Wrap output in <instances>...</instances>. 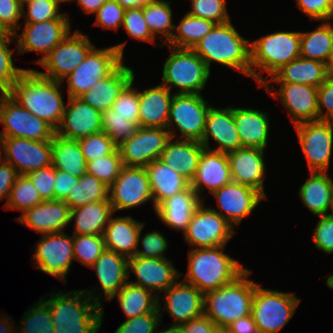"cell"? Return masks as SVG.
Returning <instances> with one entry per match:
<instances>
[{
    "label": "cell",
    "instance_id": "obj_1",
    "mask_svg": "<svg viewBox=\"0 0 333 333\" xmlns=\"http://www.w3.org/2000/svg\"><path fill=\"white\" fill-rule=\"evenodd\" d=\"M63 84L26 69L8 93L22 107L48 123L55 131L65 111Z\"/></svg>",
    "mask_w": 333,
    "mask_h": 333
},
{
    "label": "cell",
    "instance_id": "obj_2",
    "mask_svg": "<svg viewBox=\"0 0 333 333\" xmlns=\"http://www.w3.org/2000/svg\"><path fill=\"white\" fill-rule=\"evenodd\" d=\"M42 299L49 305L55 333H98L104 309L84 290L50 292Z\"/></svg>",
    "mask_w": 333,
    "mask_h": 333
},
{
    "label": "cell",
    "instance_id": "obj_3",
    "mask_svg": "<svg viewBox=\"0 0 333 333\" xmlns=\"http://www.w3.org/2000/svg\"><path fill=\"white\" fill-rule=\"evenodd\" d=\"M192 50L210 71L214 62L251 77L250 40L240 35L231 20L215 24Z\"/></svg>",
    "mask_w": 333,
    "mask_h": 333
},
{
    "label": "cell",
    "instance_id": "obj_4",
    "mask_svg": "<svg viewBox=\"0 0 333 333\" xmlns=\"http://www.w3.org/2000/svg\"><path fill=\"white\" fill-rule=\"evenodd\" d=\"M225 247L189 249L188 268L183 281L205 294L239 277L247 267L225 253Z\"/></svg>",
    "mask_w": 333,
    "mask_h": 333
},
{
    "label": "cell",
    "instance_id": "obj_5",
    "mask_svg": "<svg viewBox=\"0 0 333 333\" xmlns=\"http://www.w3.org/2000/svg\"><path fill=\"white\" fill-rule=\"evenodd\" d=\"M246 269L234 281L204 294V315L217 327H227L239 318L251 314L257 282L250 279Z\"/></svg>",
    "mask_w": 333,
    "mask_h": 333
},
{
    "label": "cell",
    "instance_id": "obj_6",
    "mask_svg": "<svg viewBox=\"0 0 333 333\" xmlns=\"http://www.w3.org/2000/svg\"><path fill=\"white\" fill-rule=\"evenodd\" d=\"M300 31H275L250 41L251 78L258 87L284 65L300 57ZM259 70V71H258Z\"/></svg>",
    "mask_w": 333,
    "mask_h": 333
},
{
    "label": "cell",
    "instance_id": "obj_7",
    "mask_svg": "<svg viewBox=\"0 0 333 333\" xmlns=\"http://www.w3.org/2000/svg\"><path fill=\"white\" fill-rule=\"evenodd\" d=\"M170 55L162 69L161 84L174 94H202L211 71L204 60L189 48L166 45Z\"/></svg>",
    "mask_w": 333,
    "mask_h": 333
},
{
    "label": "cell",
    "instance_id": "obj_8",
    "mask_svg": "<svg viewBox=\"0 0 333 333\" xmlns=\"http://www.w3.org/2000/svg\"><path fill=\"white\" fill-rule=\"evenodd\" d=\"M301 299L258 284L253 295L251 315L259 333H279L296 313Z\"/></svg>",
    "mask_w": 333,
    "mask_h": 333
},
{
    "label": "cell",
    "instance_id": "obj_9",
    "mask_svg": "<svg viewBox=\"0 0 333 333\" xmlns=\"http://www.w3.org/2000/svg\"><path fill=\"white\" fill-rule=\"evenodd\" d=\"M127 42L97 48L88 53L85 60L61 82L68 86V97H79L98 81L110 75L124 60V48Z\"/></svg>",
    "mask_w": 333,
    "mask_h": 333
},
{
    "label": "cell",
    "instance_id": "obj_10",
    "mask_svg": "<svg viewBox=\"0 0 333 333\" xmlns=\"http://www.w3.org/2000/svg\"><path fill=\"white\" fill-rule=\"evenodd\" d=\"M210 106L202 94H174L167 124L171 138L201 141Z\"/></svg>",
    "mask_w": 333,
    "mask_h": 333
},
{
    "label": "cell",
    "instance_id": "obj_11",
    "mask_svg": "<svg viewBox=\"0 0 333 333\" xmlns=\"http://www.w3.org/2000/svg\"><path fill=\"white\" fill-rule=\"evenodd\" d=\"M88 35L80 30L68 35L50 51L38 64L46 71H38L40 75L62 82L65 77L74 71L95 47Z\"/></svg>",
    "mask_w": 333,
    "mask_h": 333
},
{
    "label": "cell",
    "instance_id": "obj_12",
    "mask_svg": "<svg viewBox=\"0 0 333 333\" xmlns=\"http://www.w3.org/2000/svg\"><path fill=\"white\" fill-rule=\"evenodd\" d=\"M0 137H17L37 141L52 140L55 130L43 119L33 116L8 93L0 96Z\"/></svg>",
    "mask_w": 333,
    "mask_h": 333
},
{
    "label": "cell",
    "instance_id": "obj_13",
    "mask_svg": "<svg viewBox=\"0 0 333 333\" xmlns=\"http://www.w3.org/2000/svg\"><path fill=\"white\" fill-rule=\"evenodd\" d=\"M309 172H328L333 152V121H310L294 125Z\"/></svg>",
    "mask_w": 333,
    "mask_h": 333
},
{
    "label": "cell",
    "instance_id": "obj_14",
    "mask_svg": "<svg viewBox=\"0 0 333 333\" xmlns=\"http://www.w3.org/2000/svg\"><path fill=\"white\" fill-rule=\"evenodd\" d=\"M235 234L236 229L202 201L191 216L184 241L194 246L193 249L226 246Z\"/></svg>",
    "mask_w": 333,
    "mask_h": 333
},
{
    "label": "cell",
    "instance_id": "obj_15",
    "mask_svg": "<svg viewBox=\"0 0 333 333\" xmlns=\"http://www.w3.org/2000/svg\"><path fill=\"white\" fill-rule=\"evenodd\" d=\"M31 261L36 269L66 284V276L74 260L73 236L65 231L42 235L34 245Z\"/></svg>",
    "mask_w": 333,
    "mask_h": 333
},
{
    "label": "cell",
    "instance_id": "obj_16",
    "mask_svg": "<svg viewBox=\"0 0 333 333\" xmlns=\"http://www.w3.org/2000/svg\"><path fill=\"white\" fill-rule=\"evenodd\" d=\"M109 201L114 213L137 208L148 201L153 203L145 167L123 166L119 176L109 186Z\"/></svg>",
    "mask_w": 333,
    "mask_h": 333
},
{
    "label": "cell",
    "instance_id": "obj_17",
    "mask_svg": "<svg viewBox=\"0 0 333 333\" xmlns=\"http://www.w3.org/2000/svg\"><path fill=\"white\" fill-rule=\"evenodd\" d=\"M1 158L19 175H26L52 165L51 140L37 141L17 137H0Z\"/></svg>",
    "mask_w": 333,
    "mask_h": 333
},
{
    "label": "cell",
    "instance_id": "obj_18",
    "mask_svg": "<svg viewBox=\"0 0 333 333\" xmlns=\"http://www.w3.org/2000/svg\"><path fill=\"white\" fill-rule=\"evenodd\" d=\"M71 19H50L43 22L24 24L19 27L21 33H14L17 45L16 54L38 52L43 56L36 61L38 64L52 51L71 31Z\"/></svg>",
    "mask_w": 333,
    "mask_h": 333
},
{
    "label": "cell",
    "instance_id": "obj_19",
    "mask_svg": "<svg viewBox=\"0 0 333 333\" xmlns=\"http://www.w3.org/2000/svg\"><path fill=\"white\" fill-rule=\"evenodd\" d=\"M279 85L277 89L273 84H262L272 98H280V102L287 108L290 121L293 126L303 122L319 120L318 112V88L300 83H275Z\"/></svg>",
    "mask_w": 333,
    "mask_h": 333
},
{
    "label": "cell",
    "instance_id": "obj_20",
    "mask_svg": "<svg viewBox=\"0 0 333 333\" xmlns=\"http://www.w3.org/2000/svg\"><path fill=\"white\" fill-rule=\"evenodd\" d=\"M170 139L167 129L138 127L137 131L117 148L124 166L146 167L152 161L160 159Z\"/></svg>",
    "mask_w": 333,
    "mask_h": 333
},
{
    "label": "cell",
    "instance_id": "obj_21",
    "mask_svg": "<svg viewBox=\"0 0 333 333\" xmlns=\"http://www.w3.org/2000/svg\"><path fill=\"white\" fill-rule=\"evenodd\" d=\"M216 199L219 210L211 207L225 218L235 229L242 219L255 211L262 200H267L256 189L231 181L211 193Z\"/></svg>",
    "mask_w": 333,
    "mask_h": 333
},
{
    "label": "cell",
    "instance_id": "obj_22",
    "mask_svg": "<svg viewBox=\"0 0 333 333\" xmlns=\"http://www.w3.org/2000/svg\"><path fill=\"white\" fill-rule=\"evenodd\" d=\"M131 273L136 280H130ZM183 275L168 258L134 256L128 259V281L152 291L158 297Z\"/></svg>",
    "mask_w": 333,
    "mask_h": 333
},
{
    "label": "cell",
    "instance_id": "obj_23",
    "mask_svg": "<svg viewBox=\"0 0 333 333\" xmlns=\"http://www.w3.org/2000/svg\"><path fill=\"white\" fill-rule=\"evenodd\" d=\"M163 294V295H162ZM158 297L161 320L168 311L174 320L172 324L182 325L204 314V294L195 286L179 279ZM163 297V298H162ZM165 302L164 306L163 301Z\"/></svg>",
    "mask_w": 333,
    "mask_h": 333
},
{
    "label": "cell",
    "instance_id": "obj_24",
    "mask_svg": "<svg viewBox=\"0 0 333 333\" xmlns=\"http://www.w3.org/2000/svg\"><path fill=\"white\" fill-rule=\"evenodd\" d=\"M90 268L95 271L102 292L97 294L94 287L92 290H83L97 305L103 307V301L110 302L128 282V258L105 249Z\"/></svg>",
    "mask_w": 333,
    "mask_h": 333
},
{
    "label": "cell",
    "instance_id": "obj_25",
    "mask_svg": "<svg viewBox=\"0 0 333 333\" xmlns=\"http://www.w3.org/2000/svg\"><path fill=\"white\" fill-rule=\"evenodd\" d=\"M102 113L78 97H68L60 125L55 131L58 136L80 140L102 132Z\"/></svg>",
    "mask_w": 333,
    "mask_h": 333
},
{
    "label": "cell",
    "instance_id": "obj_26",
    "mask_svg": "<svg viewBox=\"0 0 333 333\" xmlns=\"http://www.w3.org/2000/svg\"><path fill=\"white\" fill-rule=\"evenodd\" d=\"M210 140L216 143L217 148L210 146ZM200 142L206 149L223 153L242 148L234 122V107L231 105L225 108L210 106Z\"/></svg>",
    "mask_w": 333,
    "mask_h": 333
},
{
    "label": "cell",
    "instance_id": "obj_27",
    "mask_svg": "<svg viewBox=\"0 0 333 333\" xmlns=\"http://www.w3.org/2000/svg\"><path fill=\"white\" fill-rule=\"evenodd\" d=\"M265 150L242 147L227 153L232 181L252 187L259 191L266 199Z\"/></svg>",
    "mask_w": 333,
    "mask_h": 333
},
{
    "label": "cell",
    "instance_id": "obj_28",
    "mask_svg": "<svg viewBox=\"0 0 333 333\" xmlns=\"http://www.w3.org/2000/svg\"><path fill=\"white\" fill-rule=\"evenodd\" d=\"M70 212L71 209L64 201L47 200L25 210L15 217V221L30 230L47 235L63 232L70 224Z\"/></svg>",
    "mask_w": 333,
    "mask_h": 333
},
{
    "label": "cell",
    "instance_id": "obj_29",
    "mask_svg": "<svg viewBox=\"0 0 333 333\" xmlns=\"http://www.w3.org/2000/svg\"><path fill=\"white\" fill-rule=\"evenodd\" d=\"M230 165L227 153L204 149L190 187L204 201L205 190L211 194L231 182ZM205 189V190H204Z\"/></svg>",
    "mask_w": 333,
    "mask_h": 333
},
{
    "label": "cell",
    "instance_id": "obj_30",
    "mask_svg": "<svg viewBox=\"0 0 333 333\" xmlns=\"http://www.w3.org/2000/svg\"><path fill=\"white\" fill-rule=\"evenodd\" d=\"M134 75L136 73L133 68L126 66L123 61L110 75L98 81L78 98L103 113L112 107L118 95L132 81Z\"/></svg>",
    "mask_w": 333,
    "mask_h": 333
},
{
    "label": "cell",
    "instance_id": "obj_31",
    "mask_svg": "<svg viewBox=\"0 0 333 333\" xmlns=\"http://www.w3.org/2000/svg\"><path fill=\"white\" fill-rule=\"evenodd\" d=\"M234 122L242 147L265 150L268 146L270 120L267 112L254 107H234Z\"/></svg>",
    "mask_w": 333,
    "mask_h": 333
},
{
    "label": "cell",
    "instance_id": "obj_32",
    "mask_svg": "<svg viewBox=\"0 0 333 333\" xmlns=\"http://www.w3.org/2000/svg\"><path fill=\"white\" fill-rule=\"evenodd\" d=\"M174 93L159 83L157 86L139 90L138 127L167 129L169 110Z\"/></svg>",
    "mask_w": 333,
    "mask_h": 333
},
{
    "label": "cell",
    "instance_id": "obj_33",
    "mask_svg": "<svg viewBox=\"0 0 333 333\" xmlns=\"http://www.w3.org/2000/svg\"><path fill=\"white\" fill-rule=\"evenodd\" d=\"M113 216L110 217L103 233L106 249L128 259L134 257L139 247V232L146 223L135 220L131 215Z\"/></svg>",
    "mask_w": 333,
    "mask_h": 333
},
{
    "label": "cell",
    "instance_id": "obj_34",
    "mask_svg": "<svg viewBox=\"0 0 333 333\" xmlns=\"http://www.w3.org/2000/svg\"><path fill=\"white\" fill-rule=\"evenodd\" d=\"M201 202L202 199L189 187L187 190L164 200L156 207L155 213L168 228L184 234L191 216Z\"/></svg>",
    "mask_w": 333,
    "mask_h": 333
},
{
    "label": "cell",
    "instance_id": "obj_35",
    "mask_svg": "<svg viewBox=\"0 0 333 333\" xmlns=\"http://www.w3.org/2000/svg\"><path fill=\"white\" fill-rule=\"evenodd\" d=\"M329 76V65L299 57L284 65L263 84L300 83L319 87Z\"/></svg>",
    "mask_w": 333,
    "mask_h": 333
},
{
    "label": "cell",
    "instance_id": "obj_36",
    "mask_svg": "<svg viewBox=\"0 0 333 333\" xmlns=\"http://www.w3.org/2000/svg\"><path fill=\"white\" fill-rule=\"evenodd\" d=\"M171 138L164 147L160 159L171 169L191 181L205 147L200 141Z\"/></svg>",
    "mask_w": 333,
    "mask_h": 333
},
{
    "label": "cell",
    "instance_id": "obj_37",
    "mask_svg": "<svg viewBox=\"0 0 333 333\" xmlns=\"http://www.w3.org/2000/svg\"><path fill=\"white\" fill-rule=\"evenodd\" d=\"M153 196V209L164 200L179 194L190 187V181L168 167L161 159H156L145 167Z\"/></svg>",
    "mask_w": 333,
    "mask_h": 333
},
{
    "label": "cell",
    "instance_id": "obj_38",
    "mask_svg": "<svg viewBox=\"0 0 333 333\" xmlns=\"http://www.w3.org/2000/svg\"><path fill=\"white\" fill-rule=\"evenodd\" d=\"M310 177L299 188V197L313 215L333 212V179L328 172H309ZM331 210V212H329Z\"/></svg>",
    "mask_w": 333,
    "mask_h": 333
},
{
    "label": "cell",
    "instance_id": "obj_39",
    "mask_svg": "<svg viewBox=\"0 0 333 333\" xmlns=\"http://www.w3.org/2000/svg\"><path fill=\"white\" fill-rule=\"evenodd\" d=\"M113 214L110 201H97L73 208L70 212V223L75 224L72 234L103 235Z\"/></svg>",
    "mask_w": 333,
    "mask_h": 333
},
{
    "label": "cell",
    "instance_id": "obj_40",
    "mask_svg": "<svg viewBox=\"0 0 333 333\" xmlns=\"http://www.w3.org/2000/svg\"><path fill=\"white\" fill-rule=\"evenodd\" d=\"M332 20L320 21L313 31H300V56L330 65L333 59Z\"/></svg>",
    "mask_w": 333,
    "mask_h": 333
},
{
    "label": "cell",
    "instance_id": "obj_41",
    "mask_svg": "<svg viewBox=\"0 0 333 333\" xmlns=\"http://www.w3.org/2000/svg\"><path fill=\"white\" fill-rule=\"evenodd\" d=\"M52 166L76 177L87 173V162L77 140L55 134L51 140Z\"/></svg>",
    "mask_w": 333,
    "mask_h": 333
},
{
    "label": "cell",
    "instance_id": "obj_42",
    "mask_svg": "<svg viewBox=\"0 0 333 333\" xmlns=\"http://www.w3.org/2000/svg\"><path fill=\"white\" fill-rule=\"evenodd\" d=\"M117 297L119 307H121L126 320L155 311L158 308V296L152 291L129 281L111 299Z\"/></svg>",
    "mask_w": 333,
    "mask_h": 333
},
{
    "label": "cell",
    "instance_id": "obj_43",
    "mask_svg": "<svg viewBox=\"0 0 333 333\" xmlns=\"http://www.w3.org/2000/svg\"><path fill=\"white\" fill-rule=\"evenodd\" d=\"M172 13L169 0H150L143 7L144 19L150 32L156 39L162 38L163 45L170 41L174 33L175 24L172 21Z\"/></svg>",
    "mask_w": 333,
    "mask_h": 333
},
{
    "label": "cell",
    "instance_id": "obj_44",
    "mask_svg": "<svg viewBox=\"0 0 333 333\" xmlns=\"http://www.w3.org/2000/svg\"><path fill=\"white\" fill-rule=\"evenodd\" d=\"M216 23L186 13L178 24H175L174 33L166 44L175 48L192 49Z\"/></svg>",
    "mask_w": 333,
    "mask_h": 333
},
{
    "label": "cell",
    "instance_id": "obj_45",
    "mask_svg": "<svg viewBox=\"0 0 333 333\" xmlns=\"http://www.w3.org/2000/svg\"><path fill=\"white\" fill-rule=\"evenodd\" d=\"M97 201H109V187L94 175L85 173L64 202L73 209Z\"/></svg>",
    "mask_w": 333,
    "mask_h": 333
},
{
    "label": "cell",
    "instance_id": "obj_46",
    "mask_svg": "<svg viewBox=\"0 0 333 333\" xmlns=\"http://www.w3.org/2000/svg\"><path fill=\"white\" fill-rule=\"evenodd\" d=\"M16 42L14 34L2 33L0 35V94L9 93L26 68L14 66L11 43Z\"/></svg>",
    "mask_w": 333,
    "mask_h": 333
},
{
    "label": "cell",
    "instance_id": "obj_47",
    "mask_svg": "<svg viewBox=\"0 0 333 333\" xmlns=\"http://www.w3.org/2000/svg\"><path fill=\"white\" fill-rule=\"evenodd\" d=\"M44 201L34 184L26 175H19L10 190L5 210H19L22 213Z\"/></svg>",
    "mask_w": 333,
    "mask_h": 333
},
{
    "label": "cell",
    "instance_id": "obj_48",
    "mask_svg": "<svg viewBox=\"0 0 333 333\" xmlns=\"http://www.w3.org/2000/svg\"><path fill=\"white\" fill-rule=\"evenodd\" d=\"M20 320L17 333H55L49 305L42 298L33 303Z\"/></svg>",
    "mask_w": 333,
    "mask_h": 333
},
{
    "label": "cell",
    "instance_id": "obj_49",
    "mask_svg": "<svg viewBox=\"0 0 333 333\" xmlns=\"http://www.w3.org/2000/svg\"><path fill=\"white\" fill-rule=\"evenodd\" d=\"M105 249L103 235L73 234L74 259L89 268Z\"/></svg>",
    "mask_w": 333,
    "mask_h": 333
},
{
    "label": "cell",
    "instance_id": "obj_50",
    "mask_svg": "<svg viewBox=\"0 0 333 333\" xmlns=\"http://www.w3.org/2000/svg\"><path fill=\"white\" fill-rule=\"evenodd\" d=\"M58 0H33L23 5L24 24L38 23L50 19H70L68 12H60Z\"/></svg>",
    "mask_w": 333,
    "mask_h": 333
},
{
    "label": "cell",
    "instance_id": "obj_51",
    "mask_svg": "<svg viewBox=\"0 0 333 333\" xmlns=\"http://www.w3.org/2000/svg\"><path fill=\"white\" fill-rule=\"evenodd\" d=\"M123 162L117 148L112 154L100 156L87 162V173L94 175L108 187L119 176Z\"/></svg>",
    "mask_w": 333,
    "mask_h": 333
},
{
    "label": "cell",
    "instance_id": "obj_52",
    "mask_svg": "<svg viewBox=\"0 0 333 333\" xmlns=\"http://www.w3.org/2000/svg\"><path fill=\"white\" fill-rule=\"evenodd\" d=\"M102 132H105L118 147L138 129V126L130 122L127 117L115 115L113 109L102 113Z\"/></svg>",
    "mask_w": 333,
    "mask_h": 333
},
{
    "label": "cell",
    "instance_id": "obj_53",
    "mask_svg": "<svg viewBox=\"0 0 333 333\" xmlns=\"http://www.w3.org/2000/svg\"><path fill=\"white\" fill-rule=\"evenodd\" d=\"M122 27L129 35V38L142 42L153 43L156 44L158 48H164V45L162 43L158 44L156 38L150 32L144 19L143 8L126 9Z\"/></svg>",
    "mask_w": 333,
    "mask_h": 333
},
{
    "label": "cell",
    "instance_id": "obj_54",
    "mask_svg": "<svg viewBox=\"0 0 333 333\" xmlns=\"http://www.w3.org/2000/svg\"><path fill=\"white\" fill-rule=\"evenodd\" d=\"M134 75L132 81L121 91L111 109L115 115L127 117L130 122L138 126L139 119V90L135 87Z\"/></svg>",
    "mask_w": 333,
    "mask_h": 333
},
{
    "label": "cell",
    "instance_id": "obj_55",
    "mask_svg": "<svg viewBox=\"0 0 333 333\" xmlns=\"http://www.w3.org/2000/svg\"><path fill=\"white\" fill-rule=\"evenodd\" d=\"M226 0H191L188 14L210 20L216 24L231 20Z\"/></svg>",
    "mask_w": 333,
    "mask_h": 333
},
{
    "label": "cell",
    "instance_id": "obj_56",
    "mask_svg": "<svg viewBox=\"0 0 333 333\" xmlns=\"http://www.w3.org/2000/svg\"><path fill=\"white\" fill-rule=\"evenodd\" d=\"M77 141L86 162L112 154L117 149L113 140L105 132L89 135Z\"/></svg>",
    "mask_w": 333,
    "mask_h": 333
},
{
    "label": "cell",
    "instance_id": "obj_57",
    "mask_svg": "<svg viewBox=\"0 0 333 333\" xmlns=\"http://www.w3.org/2000/svg\"><path fill=\"white\" fill-rule=\"evenodd\" d=\"M141 228L138 235V244L141 243L143 249L136 250L135 256L144 258H167L165 257L166 251L168 249V241L161 231L146 232L142 237Z\"/></svg>",
    "mask_w": 333,
    "mask_h": 333
},
{
    "label": "cell",
    "instance_id": "obj_58",
    "mask_svg": "<svg viewBox=\"0 0 333 333\" xmlns=\"http://www.w3.org/2000/svg\"><path fill=\"white\" fill-rule=\"evenodd\" d=\"M162 324L159 309L123 321L113 333H156Z\"/></svg>",
    "mask_w": 333,
    "mask_h": 333
},
{
    "label": "cell",
    "instance_id": "obj_59",
    "mask_svg": "<svg viewBox=\"0 0 333 333\" xmlns=\"http://www.w3.org/2000/svg\"><path fill=\"white\" fill-rule=\"evenodd\" d=\"M23 6L19 0H0V31L14 34L22 25L18 21L22 18Z\"/></svg>",
    "mask_w": 333,
    "mask_h": 333
},
{
    "label": "cell",
    "instance_id": "obj_60",
    "mask_svg": "<svg viewBox=\"0 0 333 333\" xmlns=\"http://www.w3.org/2000/svg\"><path fill=\"white\" fill-rule=\"evenodd\" d=\"M125 9L115 0H107L104 5L95 13V25L107 30L117 31L123 23Z\"/></svg>",
    "mask_w": 333,
    "mask_h": 333
},
{
    "label": "cell",
    "instance_id": "obj_61",
    "mask_svg": "<svg viewBox=\"0 0 333 333\" xmlns=\"http://www.w3.org/2000/svg\"><path fill=\"white\" fill-rule=\"evenodd\" d=\"M319 218L313 229L312 240L319 251L333 254V213Z\"/></svg>",
    "mask_w": 333,
    "mask_h": 333
},
{
    "label": "cell",
    "instance_id": "obj_62",
    "mask_svg": "<svg viewBox=\"0 0 333 333\" xmlns=\"http://www.w3.org/2000/svg\"><path fill=\"white\" fill-rule=\"evenodd\" d=\"M26 176L34 184L44 201L54 200L56 169L52 165L26 174Z\"/></svg>",
    "mask_w": 333,
    "mask_h": 333
},
{
    "label": "cell",
    "instance_id": "obj_63",
    "mask_svg": "<svg viewBox=\"0 0 333 333\" xmlns=\"http://www.w3.org/2000/svg\"><path fill=\"white\" fill-rule=\"evenodd\" d=\"M298 8L315 21L333 19V0H295Z\"/></svg>",
    "mask_w": 333,
    "mask_h": 333
},
{
    "label": "cell",
    "instance_id": "obj_64",
    "mask_svg": "<svg viewBox=\"0 0 333 333\" xmlns=\"http://www.w3.org/2000/svg\"><path fill=\"white\" fill-rule=\"evenodd\" d=\"M318 112L319 120L333 121V78L330 76L318 87Z\"/></svg>",
    "mask_w": 333,
    "mask_h": 333
},
{
    "label": "cell",
    "instance_id": "obj_65",
    "mask_svg": "<svg viewBox=\"0 0 333 333\" xmlns=\"http://www.w3.org/2000/svg\"><path fill=\"white\" fill-rule=\"evenodd\" d=\"M79 181V177L71 175L61 170H56L54 184V200L65 201L71 188Z\"/></svg>",
    "mask_w": 333,
    "mask_h": 333
},
{
    "label": "cell",
    "instance_id": "obj_66",
    "mask_svg": "<svg viewBox=\"0 0 333 333\" xmlns=\"http://www.w3.org/2000/svg\"><path fill=\"white\" fill-rule=\"evenodd\" d=\"M19 176L15 168L0 158V201L8 199L10 190Z\"/></svg>",
    "mask_w": 333,
    "mask_h": 333
},
{
    "label": "cell",
    "instance_id": "obj_67",
    "mask_svg": "<svg viewBox=\"0 0 333 333\" xmlns=\"http://www.w3.org/2000/svg\"><path fill=\"white\" fill-rule=\"evenodd\" d=\"M183 333H214L217 326L204 314L181 325Z\"/></svg>",
    "mask_w": 333,
    "mask_h": 333
},
{
    "label": "cell",
    "instance_id": "obj_68",
    "mask_svg": "<svg viewBox=\"0 0 333 333\" xmlns=\"http://www.w3.org/2000/svg\"><path fill=\"white\" fill-rule=\"evenodd\" d=\"M231 333H259L252 315L239 318L226 327Z\"/></svg>",
    "mask_w": 333,
    "mask_h": 333
},
{
    "label": "cell",
    "instance_id": "obj_69",
    "mask_svg": "<svg viewBox=\"0 0 333 333\" xmlns=\"http://www.w3.org/2000/svg\"><path fill=\"white\" fill-rule=\"evenodd\" d=\"M107 0H77V5L80 6L83 13L94 15Z\"/></svg>",
    "mask_w": 333,
    "mask_h": 333
},
{
    "label": "cell",
    "instance_id": "obj_70",
    "mask_svg": "<svg viewBox=\"0 0 333 333\" xmlns=\"http://www.w3.org/2000/svg\"><path fill=\"white\" fill-rule=\"evenodd\" d=\"M16 326L14 320L8 317L7 314L3 316L0 314V333H16Z\"/></svg>",
    "mask_w": 333,
    "mask_h": 333
},
{
    "label": "cell",
    "instance_id": "obj_71",
    "mask_svg": "<svg viewBox=\"0 0 333 333\" xmlns=\"http://www.w3.org/2000/svg\"><path fill=\"white\" fill-rule=\"evenodd\" d=\"M121 7L126 9L143 8L150 0H115Z\"/></svg>",
    "mask_w": 333,
    "mask_h": 333
},
{
    "label": "cell",
    "instance_id": "obj_72",
    "mask_svg": "<svg viewBox=\"0 0 333 333\" xmlns=\"http://www.w3.org/2000/svg\"><path fill=\"white\" fill-rule=\"evenodd\" d=\"M160 324L156 330V333H183V329L181 325H176V324H172L169 325L166 329H160Z\"/></svg>",
    "mask_w": 333,
    "mask_h": 333
},
{
    "label": "cell",
    "instance_id": "obj_73",
    "mask_svg": "<svg viewBox=\"0 0 333 333\" xmlns=\"http://www.w3.org/2000/svg\"><path fill=\"white\" fill-rule=\"evenodd\" d=\"M214 333H231L226 327H217Z\"/></svg>",
    "mask_w": 333,
    "mask_h": 333
},
{
    "label": "cell",
    "instance_id": "obj_74",
    "mask_svg": "<svg viewBox=\"0 0 333 333\" xmlns=\"http://www.w3.org/2000/svg\"><path fill=\"white\" fill-rule=\"evenodd\" d=\"M329 76L333 78V59L329 65Z\"/></svg>",
    "mask_w": 333,
    "mask_h": 333
},
{
    "label": "cell",
    "instance_id": "obj_75",
    "mask_svg": "<svg viewBox=\"0 0 333 333\" xmlns=\"http://www.w3.org/2000/svg\"><path fill=\"white\" fill-rule=\"evenodd\" d=\"M58 1H59V4H62V3H67V2H74L77 0H58Z\"/></svg>",
    "mask_w": 333,
    "mask_h": 333
},
{
    "label": "cell",
    "instance_id": "obj_76",
    "mask_svg": "<svg viewBox=\"0 0 333 333\" xmlns=\"http://www.w3.org/2000/svg\"><path fill=\"white\" fill-rule=\"evenodd\" d=\"M20 3L22 4V6L30 1H33V0H19Z\"/></svg>",
    "mask_w": 333,
    "mask_h": 333
}]
</instances>
